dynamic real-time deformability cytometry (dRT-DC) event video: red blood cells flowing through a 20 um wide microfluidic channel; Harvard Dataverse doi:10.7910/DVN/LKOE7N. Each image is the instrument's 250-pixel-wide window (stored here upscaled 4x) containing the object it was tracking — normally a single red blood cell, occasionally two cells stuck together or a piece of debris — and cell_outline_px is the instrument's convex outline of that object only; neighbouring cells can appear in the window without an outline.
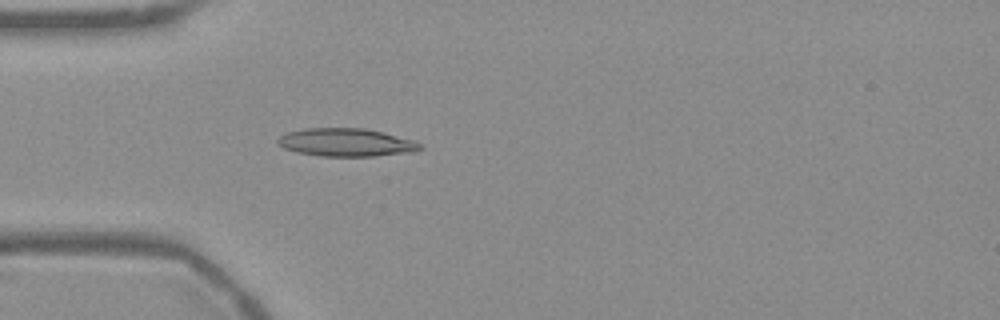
{"species": "Egyptian fruit bat (a non-hibernating species)", "species_latin": "Rousettus aegyptiacus", "temperature_condition": "warm", "stored_images_in_passage": 44, "camera_frame_rate_fps": 3000, "um_per_image_px": 0.085, "frame": {"image": 1, "passage_image": 6, "time_ms": 1.667, "image_size_px": [1000, 320], "cell_outline_px": [[424, 148], [416, 152], [372, 156], [320, 156], [296, 152], [284, 148], [276, 144], [276, 140], [280, 136], [288, 132], [304, 128], [364, 128], [416, 140]], "centroid_in_image_um": [29.44, 12.11], "position_along_channel_um": 55.6, "area_um2": 23.47}}
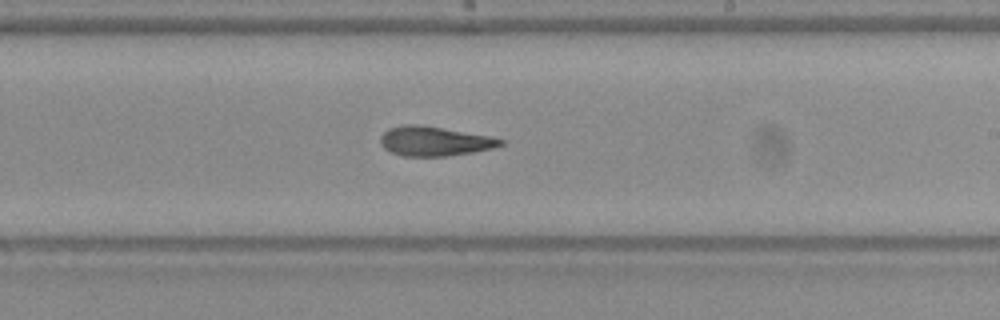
{"frame": {"image": 2, "passage_image": 22, "time_ms": 7.0, "image_size_px": [1000, 320], "cell_outline_px": [[504, 144], [492, 148], [472, 152], [448, 156], [404, 156], [392, 152], [384, 148], [380, 144], [380, 136], [388, 128], [400, 124], [420, 124], [492, 136], [504, 140]], "centroid_in_image_um": [36.91, 11.98], "position_along_channel_um": 252.1, "area_um2": 20.81}}
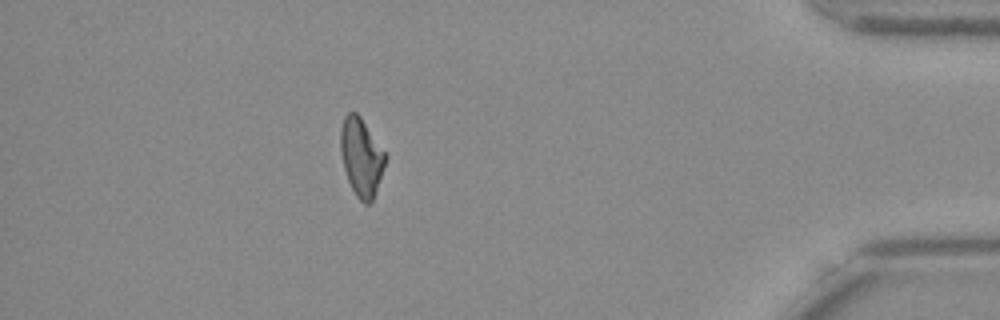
{"frame": {"image": 3, "passage_image": 38, "time_ms": 12.333, "image_size_px": [1000, 320], "cell_outline_px": [[388, 156], [372, 200], [368, 204], [364, 204], [356, 196], [348, 180], [344, 168], [340, 152], [340, 128], [344, 116], [348, 112], [356, 112], [360, 116]], "centroid_in_image_um": [30.7, 13.32], "position_along_channel_um": 404.5, "area_um2": 20.29}, "authors_computed_cell_mechanics": {"area_um2": 20.7213, "velocity_mm_per_s": 3.7702, "shape_relaxation_time_tau1_ms": null, "shape_relaxation_time_tau2_ms": 3.6242, "deformation_change_tau1": null, "deformation_change_tau2": 0.133}}